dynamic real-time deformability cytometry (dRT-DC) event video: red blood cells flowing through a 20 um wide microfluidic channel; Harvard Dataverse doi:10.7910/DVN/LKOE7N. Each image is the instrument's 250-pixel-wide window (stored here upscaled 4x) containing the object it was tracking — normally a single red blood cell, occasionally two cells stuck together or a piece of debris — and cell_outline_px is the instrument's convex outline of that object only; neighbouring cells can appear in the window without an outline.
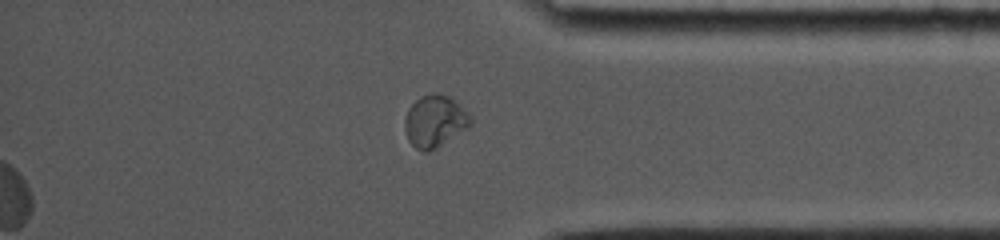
{"species": "common noctule bat (a hibernating species)", "species_latin": "Nyctalus noctula", "temperature_condition": "cold", "stored_images_in_passage": 41, "segment_of_instrument_passage": [2, 2], "camera_frame_rate_fps": 5000, "um_per_image_px": 0.085, "animal": {"sex": "female", "body_mass_g": 19.0, "forearm_length_mm": 53.3}, "frame": {"image": 1, "passage_image": 41, "time_ms": 15.8, "image_size_px": [1000, 240], "cell_outline_px": [[472, 124], [468, 128], [436, 148], [428, 152], [424, 152], [416, 148], [408, 140], [404, 128], [404, 120], [408, 108], [420, 96], [436, 92], [448, 96], [456, 100], [472, 116]], "centroid_in_image_um": [36.97, 10.29], "position_along_channel_um": 398.2, "area_um2": 20.17}}